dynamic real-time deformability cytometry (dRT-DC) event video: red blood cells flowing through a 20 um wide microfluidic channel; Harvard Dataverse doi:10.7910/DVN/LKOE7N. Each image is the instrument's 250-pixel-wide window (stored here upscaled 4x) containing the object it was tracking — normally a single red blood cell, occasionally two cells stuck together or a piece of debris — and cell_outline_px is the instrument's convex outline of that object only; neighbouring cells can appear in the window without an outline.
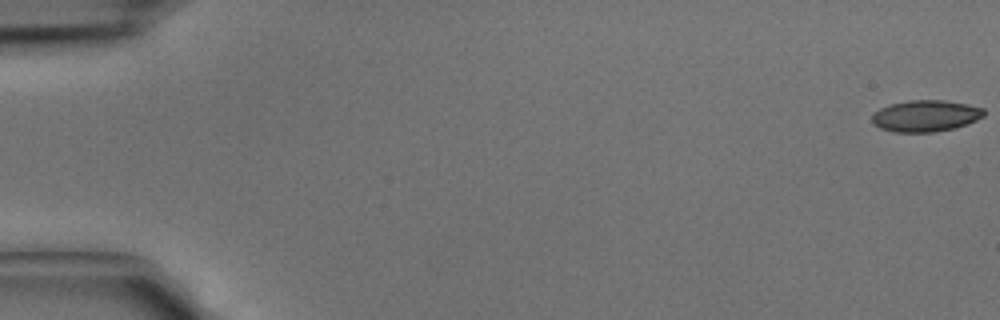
{"species": "common noctule bat (a hibernating species)", "species_latin": "Nyctalus noctula", "temperature_condition": "cold", "stored_images_in_passage": 8, "camera_frame_rate_fps": 3000, "um_per_image_px": 0.085, "animal": {"sex": "male", "body_mass_g": 15.6}, "frame": {"image": 1, "passage_image": 1, "time_ms": 0.0, "image_size_px": [1000, 320], "cell_outline_px": [[984, 116], [976, 120], [956, 128], [936, 132], [892, 132], [880, 128], [872, 124], [872, 112], [888, 104], [908, 100], [944, 100], [968, 104], [984, 108]], "centroid_in_image_um": [78.64, 9.85], "position_along_channel_um": 6.4, "area_um2": 20.87}}